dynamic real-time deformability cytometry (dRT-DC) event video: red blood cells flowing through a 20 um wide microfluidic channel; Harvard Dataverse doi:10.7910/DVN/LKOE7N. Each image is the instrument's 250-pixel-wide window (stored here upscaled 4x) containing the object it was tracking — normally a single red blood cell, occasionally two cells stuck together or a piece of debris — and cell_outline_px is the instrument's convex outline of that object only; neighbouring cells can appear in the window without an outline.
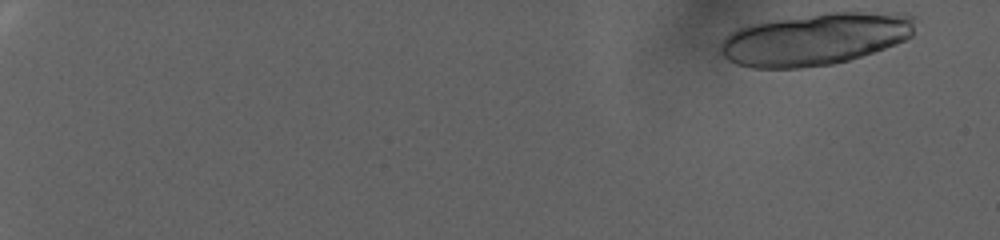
{"species": "human", "species_latin": "Homo sapiens", "temperature_condition": "warm", "stored_images_in_passage": 45, "camera_frame_rate_fps": 3000, "um_per_image_px": 0.085, "donor": {"sex": "female"}, "frame": {"image": 1, "passage_image": 1, "time_ms": 0.0, "image_size_px": [1000, 240], "cell_outline_px": [[920, 20], [912, 36], [896, 44], [848, 60], [832, 64], [800, 68], [752, 68], [736, 64], [728, 60], [720, 52], [720, 44], [732, 32], [740, 28], [752, 24], [768, 20], [828, 12], [904, 12]], "centroid_in_image_um": [69.37, 3.3], "position_along_channel_um": 15.6, "area_um2": 59.53}}
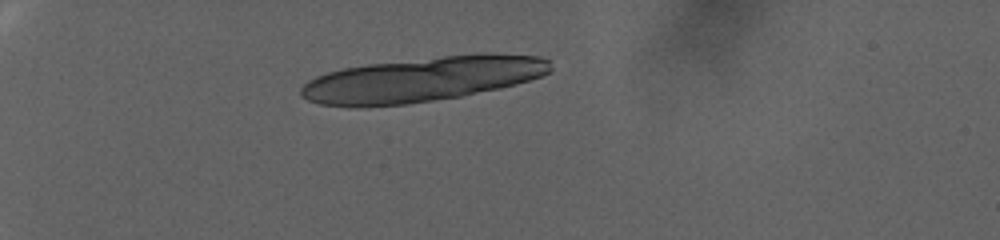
{"frame": {"image": 2, "passage_image": 28, "time_ms": 9.0, "image_size_px": [1000, 240], "cell_outline_px": [[552, 68], [548, 72], [540, 76], [516, 84], [500, 88], [460, 96], [408, 104], [368, 108], [348, 108], [320, 104], [308, 100], [300, 96], [300, 88], [308, 80], [316, 76], [328, 72], [344, 68], [368, 64], [480, 52], [492, 52], [540, 56], [552, 60]], "centroid_in_image_um": [35.88, 6.75], "position_along_channel_um": 49.1, "area_um2": 65.95}}
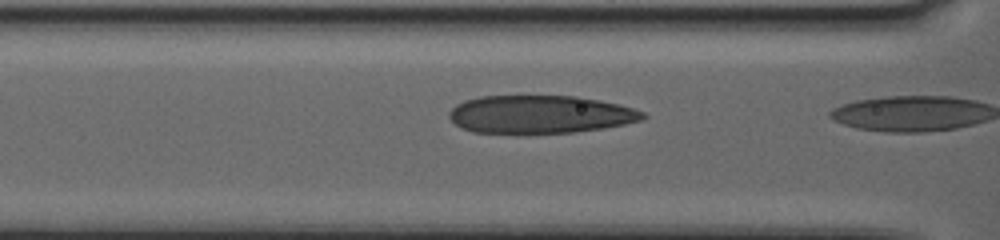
{"frame": {"image": 3, "passage_image": 44, "time_ms": 14.333, "image_size_px": [1000, 240], "cell_outline_px": [[648, 116], [644, 120], [604, 128], [572, 132], [524, 136], [472, 132], [460, 128], [448, 116], [448, 112], [456, 104], [464, 100], [480, 96], [576, 96], [600, 100], [632, 108], [644, 112]], "centroid_in_image_um": [45.86, 9.76], "position_along_channel_um": 120.7, "area_um2": 44.04}}